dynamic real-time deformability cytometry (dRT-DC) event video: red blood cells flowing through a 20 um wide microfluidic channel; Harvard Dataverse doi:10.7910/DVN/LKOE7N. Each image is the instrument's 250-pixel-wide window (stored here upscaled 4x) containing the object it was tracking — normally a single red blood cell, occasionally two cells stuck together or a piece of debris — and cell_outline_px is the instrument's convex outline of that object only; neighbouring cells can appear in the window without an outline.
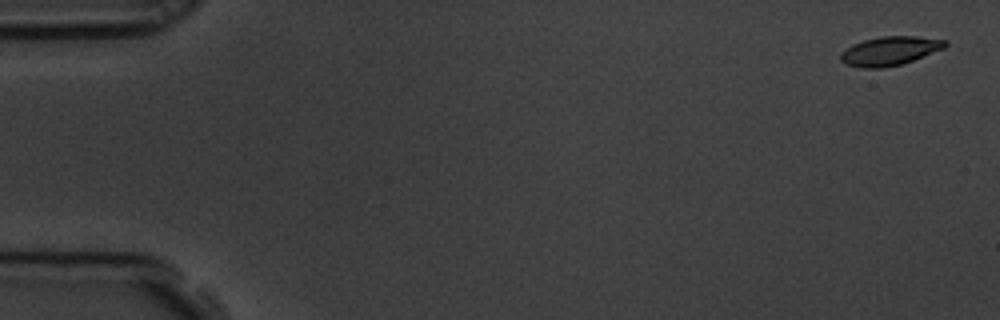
{"species": "common noctule bat (a hibernating species)", "species_latin": "Nyctalus noctula", "temperature_condition": "room temperature", "stored_images_in_passage": 16, "camera_frame_rate_fps": 3000, "um_per_image_px": 0.085, "animal": {"sex": "male", "body_mass_g": 19.5, "forearm_length_mm": 54.6}, "frame": {"image": 1, "passage_image": 1, "time_ms": 0.0, "image_size_px": [1000, 320], "cell_outline_px": [[948, 44], [944, 48], [912, 60], [900, 64], [880, 68], [860, 68], [848, 64], [840, 60], [840, 52], [852, 44], [864, 40], [884, 36], [916, 36], [948, 40]], "centroid_in_image_um": [75.62, 4.32], "position_along_channel_um": 9.4, "area_um2": 17.46}}
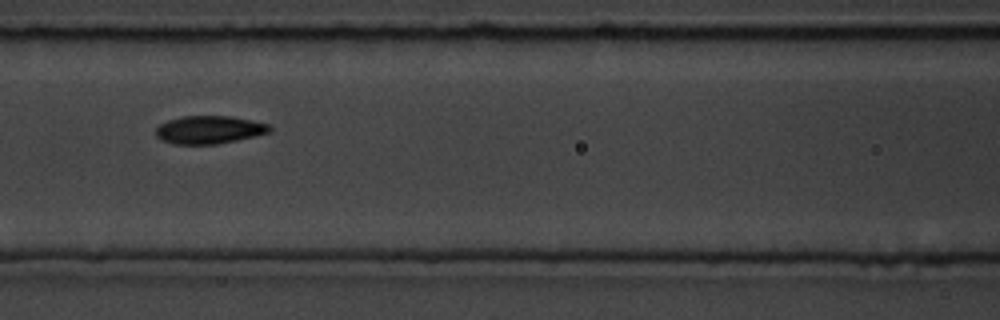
{"frame": {"image": 2, "passage_image": 7, "time_ms": 2.0, "image_size_px": [1000, 320], "cell_outline_px": [[272, 132], [256, 136], [216, 144], [172, 144], [160, 140], [156, 136], [156, 128], [160, 124], [168, 120], [184, 116], [232, 116], [268, 124], [272, 128]], "centroid_in_image_um": [17.78, 11.03], "position_along_channel_um": 148.8, "area_um2": 18.61}}
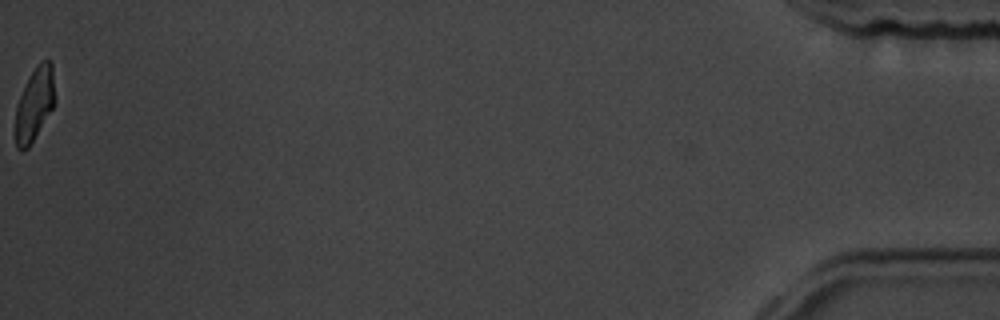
{"frame": {"image": 3, "passage_image": 16, "time_ms": 5.0, "image_size_px": [1000, 320], "cell_outline_px": [[56, 100], [52, 108], [28, 148], [20, 152], [16, 148], [16, 104], [32, 72], [40, 60], [52, 60]], "centroid_in_image_um": [2.96, 8.83], "position_along_channel_um": 432.2, "area_um2": 16.7}}